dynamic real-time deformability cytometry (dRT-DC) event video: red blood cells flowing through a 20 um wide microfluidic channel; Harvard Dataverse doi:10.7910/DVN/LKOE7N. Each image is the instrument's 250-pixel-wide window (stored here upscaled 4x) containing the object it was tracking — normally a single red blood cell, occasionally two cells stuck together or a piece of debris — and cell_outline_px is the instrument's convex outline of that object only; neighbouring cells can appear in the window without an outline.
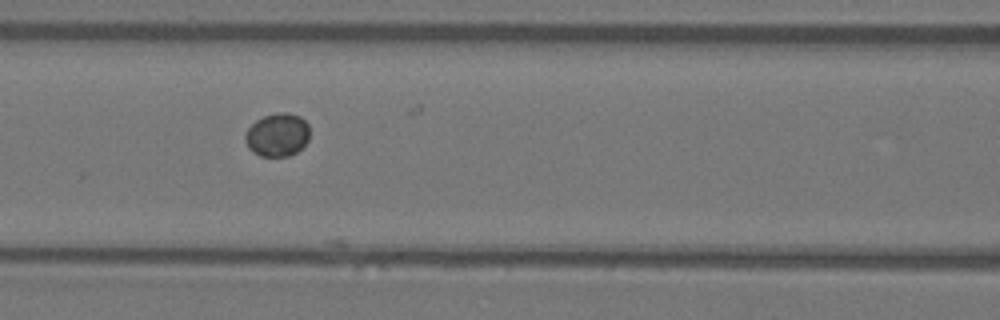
{"species": "Egyptian fruit bat (a non-hibernating species)", "species_latin": "Rousettus aegyptiacus", "temperature_condition": "warm", "stored_images_in_passage": 6, "camera_frame_rate_fps": 3000, "um_per_image_px": 0.085, "animal": {"sex": "female"}, "frame": {"image": 1, "passage_image": 5, "time_ms": 1.333, "image_size_px": [1000, 320], "cell_outline_px": [[308, 140], [296, 152], [288, 156], [260, 156], [252, 152], [248, 148], [244, 140], [244, 136], [248, 128], [256, 120], [264, 116], [276, 112], [288, 112], [300, 116], [308, 124]], "centroid_in_image_um": [23.55, 11.45], "position_along_channel_um": 143.1, "area_um2": 16.3}}
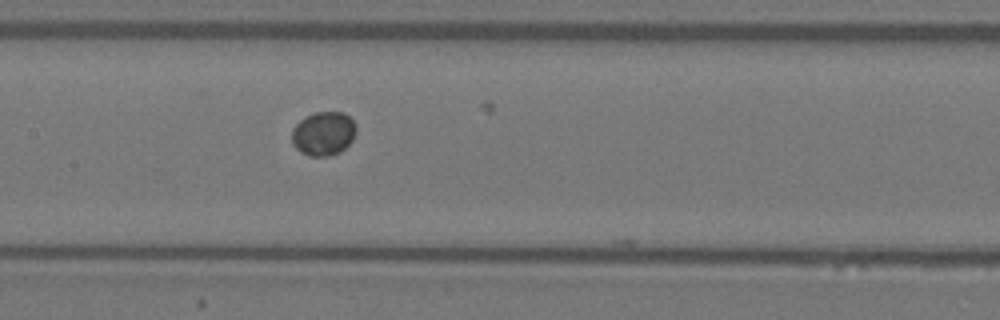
{"frame": {"image": 2, "passage_image": 6, "time_ms": 1.667, "image_size_px": [1000, 320], "cell_outline_px": [[356, 132], [352, 140], [340, 152], [328, 156], [308, 156], [300, 152], [292, 144], [292, 128], [304, 116], [316, 112], [344, 112], [356, 124]], "centroid_in_image_um": [27.48, 11.35], "position_along_channel_um": 179.9, "area_um2": 16.59}}